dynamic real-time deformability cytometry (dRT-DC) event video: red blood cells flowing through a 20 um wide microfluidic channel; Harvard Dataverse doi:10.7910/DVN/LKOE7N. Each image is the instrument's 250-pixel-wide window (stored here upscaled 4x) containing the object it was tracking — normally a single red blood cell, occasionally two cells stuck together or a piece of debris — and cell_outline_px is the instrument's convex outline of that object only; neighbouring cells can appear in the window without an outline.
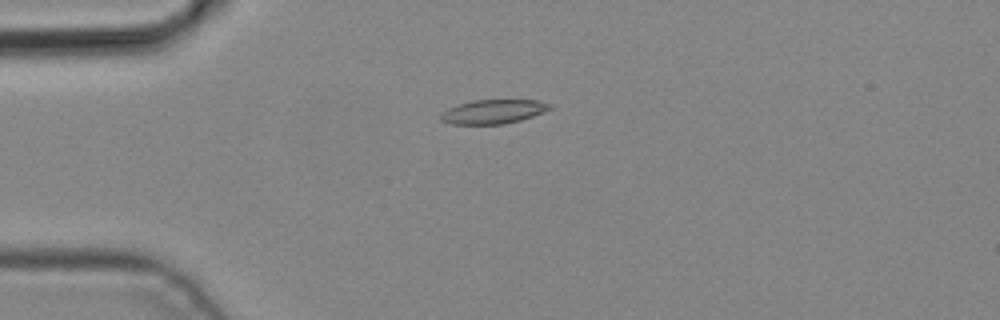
{"species": "common noctule bat (a hibernating species)", "species_latin": "Nyctalus noctula", "temperature_condition": "cold", "stored_images_in_passage": 5, "camera_frame_rate_fps": 3000, "um_per_image_px": 0.085, "animal": {"sex": "male", "body_mass_g": 19.2, "forearm_length_mm": 51.8}, "frame": {"image": 1, "passage_image": 4, "time_ms": 1.0, "image_size_px": [1000, 320], "cell_outline_px": [[552, 108], [544, 112], [520, 120], [504, 124], [448, 124], [440, 120], [440, 116], [448, 108], [472, 100], [540, 100], [552, 104]], "centroid_in_image_um": [41.95, 9.49], "position_along_channel_um": 43.1, "area_um2": 15.32}}
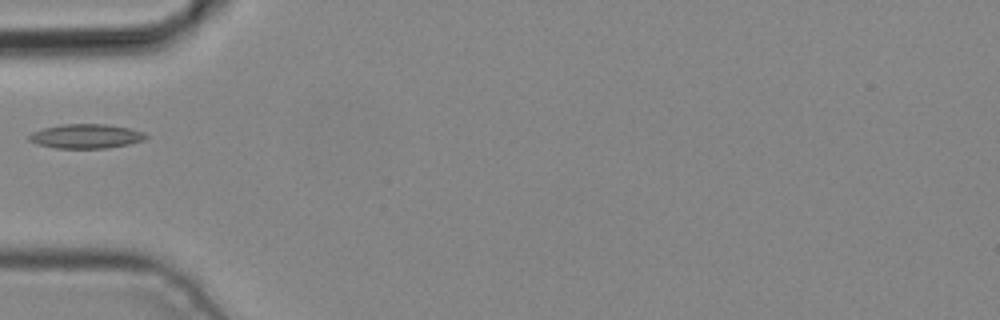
{"frame": {"image": 2, "passage_image": 5, "time_ms": 1.333, "image_size_px": [1000, 320], "cell_outline_px": [[148, 136], [144, 140], [128, 144], [104, 148], [56, 148], [36, 144], [28, 140], [28, 136], [32, 132], [44, 128], [64, 124], [104, 124], [128, 128], [144, 132]], "centroid_in_image_um": [7.29, 11.58], "position_along_channel_um": 77.7, "area_um2": 16.42}}